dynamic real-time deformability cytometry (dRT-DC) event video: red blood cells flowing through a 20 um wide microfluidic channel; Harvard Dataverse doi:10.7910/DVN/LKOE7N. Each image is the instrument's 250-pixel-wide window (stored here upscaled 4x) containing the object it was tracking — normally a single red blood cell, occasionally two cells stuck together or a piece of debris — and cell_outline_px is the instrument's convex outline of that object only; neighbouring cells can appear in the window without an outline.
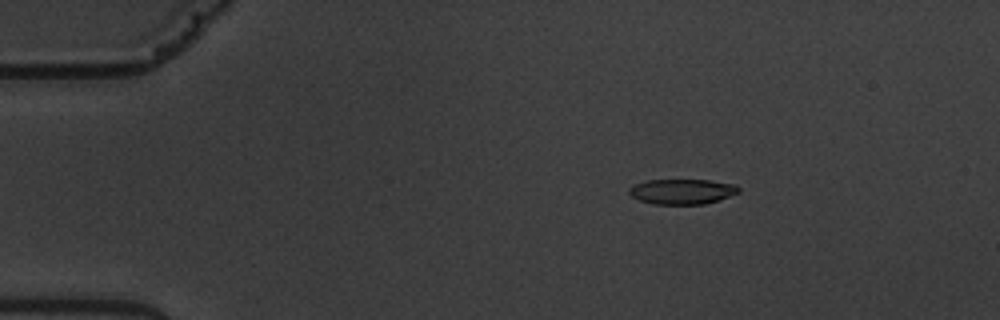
{"species": "common noctule bat (a hibernating species)", "species_latin": "Nyctalus noctula", "temperature_condition": "warm", "stored_images_in_passage": 5, "camera_frame_rate_fps": 3000, "um_per_image_px": 0.085, "animal": {"sex": "male", "body_mass_g": 19.5, "forearm_length_mm": 54.6}, "frame": {"image": 1, "passage_image": 3, "time_ms": 2.333, "image_size_px": [1000, 320], "cell_outline_px": [[740, 192], [720, 200], [704, 204], [652, 204], [640, 200], [632, 196], [628, 192], [628, 188], [636, 184], [648, 180], [708, 180], [736, 184], [740, 188]], "centroid_in_image_um": [58.02, 16.28], "position_along_channel_um": 27.0, "area_um2": 16.13}}